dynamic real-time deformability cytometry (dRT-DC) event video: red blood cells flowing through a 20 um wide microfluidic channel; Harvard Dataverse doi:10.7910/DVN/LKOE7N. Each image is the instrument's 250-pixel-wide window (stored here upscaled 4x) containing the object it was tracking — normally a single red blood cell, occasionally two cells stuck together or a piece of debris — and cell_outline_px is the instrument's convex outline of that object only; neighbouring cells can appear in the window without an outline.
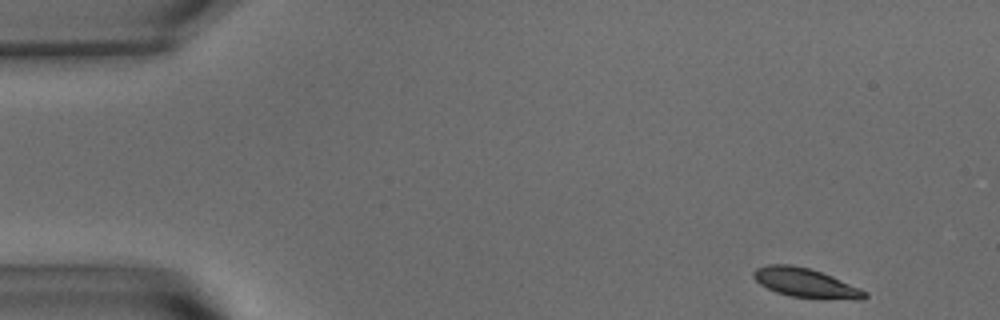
{"species": "common noctule bat (a hibernating species)", "species_latin": "Nyctalus noctula", "temperature_condition": "warm", "stored_images_in_passage": 53, "camera_frame_rate_fps": 3000, "um_per_image_px": 0.085, "animal": {"sex": "male", "body_mass_g": 15.6}, "frame": {"image": 1, "passage_image": 1, "time_ms": 0.0, "image_size_px": [1000, 320], "cell_outline_px": [[868, 296], [864, 300], [856, 300], [792, 296], [776, 292], [760, 284], [752, 276], [752, 272], [756, 268], [768, 264], [792, 264], [808, 268], [832, 276], [860, 288], [868, 292]], "centroid_in_image_um": [68.49, 24.04], "position_along_channel_um": 16.5, "area_um2": 18.84}}
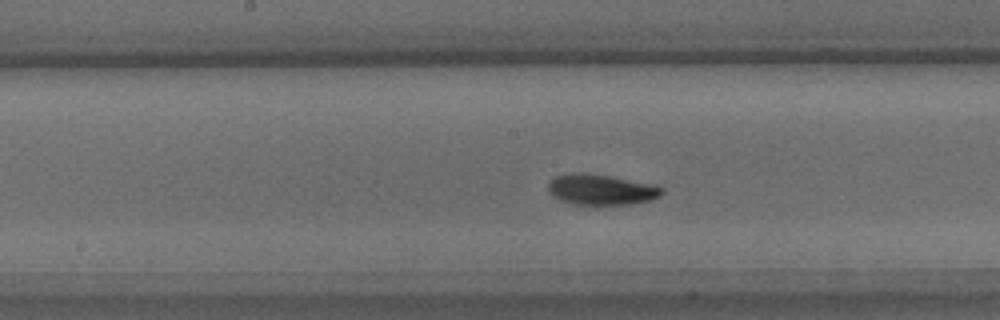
{"frame": {"image": 2, "passage_image": 25, "time_ms": 8.0, "image_size_px": [1000, 320], "cell_outline_px": [[664, 192], [660, 196], [648, 200], [632, 204], [572, 204], [560, 200], [548, 192], [548, 184], [556, 176], [568, 172], [584, 172], [608, 176], [664, 188]], "centroid_in_image_um": [51.02, 16.11], "position_along_channel_um": 197.2, "area_um2": 19.88}}
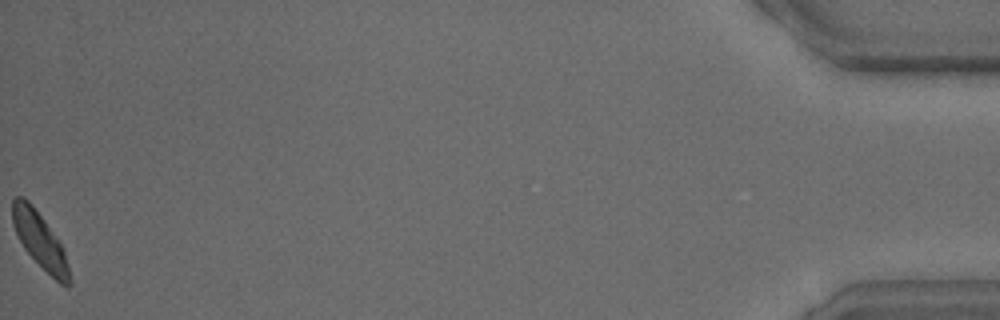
{"frame": {"image": 3, "passage_image": 53, "time_ms": 17.333, "image_size_px": [1000, 320], "cell_outline_px": [[72, 284], [68, 288], [60, 284], [24, 248], [12, 224], [12, 200], [16, 196], [20, 196], [28, 200], [32, 204], [44, 220], [60, 244], [64, 252], [72, 280]], "centroid_in_image_um": [3.39, 20.43], "position_along_channel_um": 431.8, "area_um2": 18.03}, "authors_computed_cell_mechanics": {"area_um2": 19.2474, "velocity_mm_per_s": 3.5733, "shape_relaxation_time_tau1_ms": 1.9115, "shape_relaxation_time_tau2_ms": 2.7419, "deformation_change_tau1": 0.1183, "deformation_change_tau2": 0.0694}}